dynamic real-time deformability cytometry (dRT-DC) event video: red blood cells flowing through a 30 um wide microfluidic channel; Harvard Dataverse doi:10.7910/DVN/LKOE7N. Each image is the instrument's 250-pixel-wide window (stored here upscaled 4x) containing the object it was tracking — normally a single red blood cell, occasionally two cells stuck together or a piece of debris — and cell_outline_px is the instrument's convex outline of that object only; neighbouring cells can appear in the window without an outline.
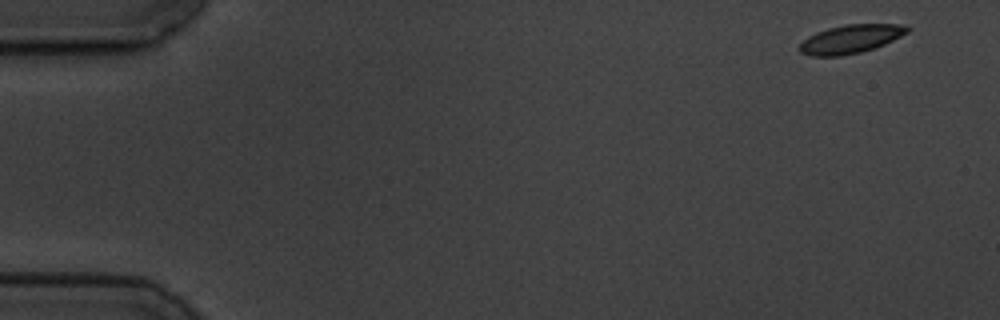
{"species": "common noctule bat (a hibernating species)", "species_latin": "Nyctalus noctula", "temperature_condition": "cold", "stored_images_in_passage": 6, "segment_of_instrument_passage": [2, 2], "camera_frame_rate_fps": 3000, "um_per_image_px": 0.085, "animal": {"sex": "male", "body_mass_g": 19.5, "forearm_length_mm": 54.6}, "frame": {"image": 1, "passage_image": 6, "time_ms": 6.667, "image_size_px": [1000, 320], "cell_outline_px": [[912, 28], [908, 32], [884, 44], [860, 52], [840, 56], [812, 56], [800, 52], [800, 44], [808, 36], [816, 32], [828, 28], [844, 24], [900, 24]], "centroid_in_image_um": [72.3, 3.31], "position_along_channel_um": 12.7, "area_um2": 17.74}}